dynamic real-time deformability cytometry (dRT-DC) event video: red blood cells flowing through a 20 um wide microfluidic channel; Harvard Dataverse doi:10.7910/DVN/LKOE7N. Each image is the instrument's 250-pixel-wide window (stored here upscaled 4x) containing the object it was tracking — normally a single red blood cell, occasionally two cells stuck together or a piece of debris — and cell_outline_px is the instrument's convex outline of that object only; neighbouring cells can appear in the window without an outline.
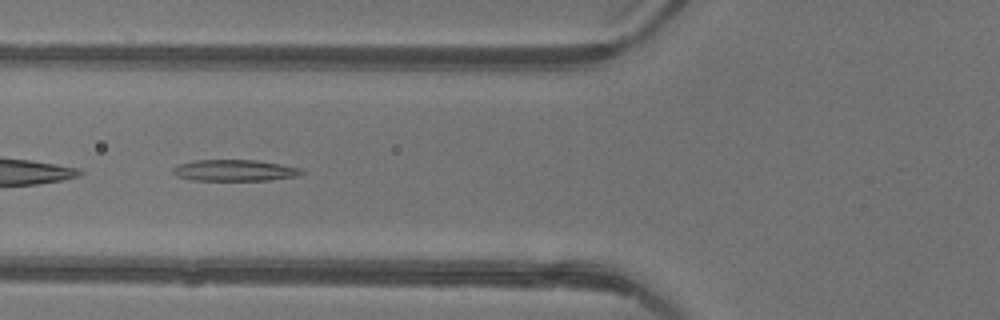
{"species": "common noctule bat (a hibernating species)", "species_latin": "Nyctalus noctula", "temperature_condition": "warm", "stored_images_in_passage": 41, "camera_frame_rate_fps": 3000, "um_per_image_px": 0.085, "animal": {"sex": "female"}, "frame": {"image": 1, "passage_image": 14, "time_ms": 4.333, "image_size_px": [1000, 320], "cell_outline_px": [[304, 172], [296, 176], [272, 180], [192, 180], [176, 176], [172, 172], [172, 168], [180, 164], [196, 160], [256, 160], [280, 164], [300, 168]], "centroid_in_image_um": [19.92, 14.48], "position_along_channel_um": 105.9, "area_um2": 15.9}}
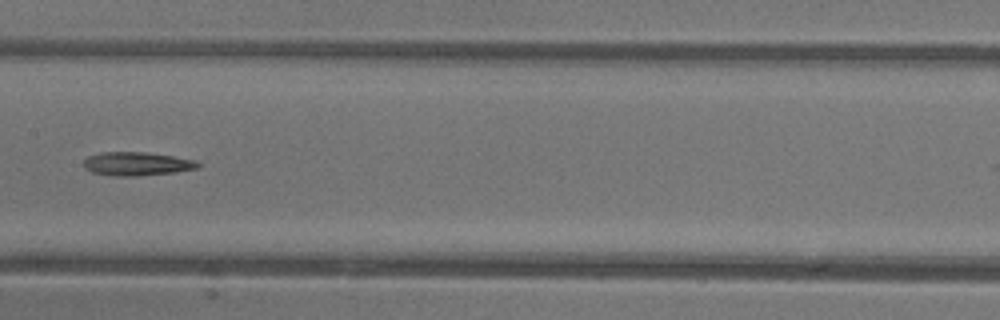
{"frame": {"image": 2, "passage_image": 20, "time_ms": 6.333, "image_size_px": [1000, 320], "cell_outline_px": [[200, 164], [196, 168], [176, 172], [136, 176], [116, 176], [92, 172], [84, 168], [84, 160], [88, 156], [100, 152], [144, 152], [172, 156], [196, 160]], "centroid_in_image_um": [11.61, 13.92], "position_along_channel_um": 195.8, "area_um2": 15.61}}
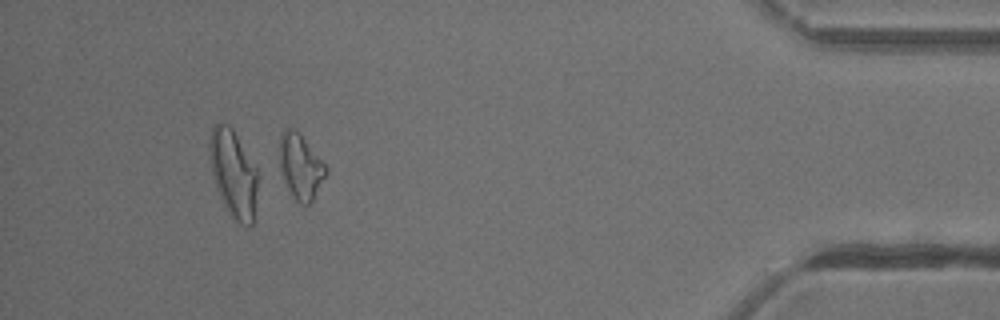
{"frame": {"image": 3, "passage_image": 38, "time_ms": 12.333, "image_size_px": [1000, 320], "cell_outline_px": [[328, 172], [312, 200], [308, 204], [300, 204], [292, 196], [284, 180], [280, 168], [280, 136], [284, 128], [292, 128], [300, 132], [328, 168]], "centroid_in_image_um": [25.55, 14.13], "position_along_channel_um": 409.6, "area_um2": 17.51}}